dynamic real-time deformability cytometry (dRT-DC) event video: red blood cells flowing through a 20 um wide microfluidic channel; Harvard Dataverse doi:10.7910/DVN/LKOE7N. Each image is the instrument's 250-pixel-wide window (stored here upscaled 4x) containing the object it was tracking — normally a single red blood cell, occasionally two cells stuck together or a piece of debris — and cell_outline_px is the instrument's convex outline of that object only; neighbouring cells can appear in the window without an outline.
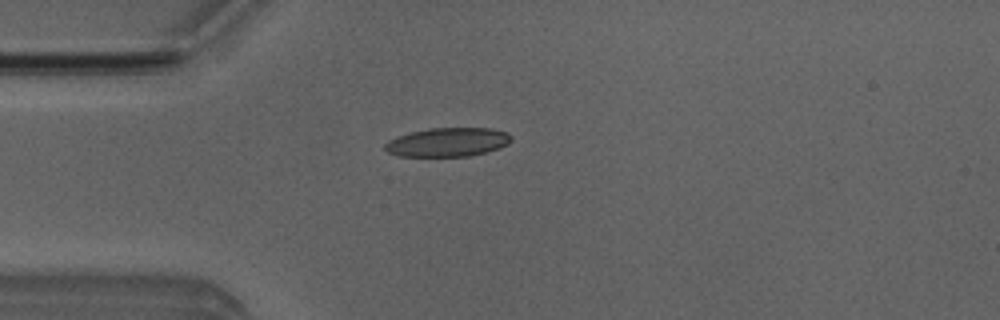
{"species": "Egyptian fruit bat (a non-hibernating species)", "species_latin": "Rousettus aegyptiacus", "temperature_condition": "room temperature", "stored_images_in_passage": 4, "camera_frame_rate_fps": 3000, "um_per_image_px": 0.085, "animal": {"sex": "male"}, "frame": {"image": 1, "passage_image": 3, "time_ms": 3.333, "image_size_px": [1000, 320], "cell_outline_px": [[512, 140], [508, 144], [484, 152], [468, 156], [396, 156], [388, 152], [384, 148], [384, 144], [388, 140], [396, 136], [412, 132], [432, 128], [492, 128], [508, 132], [512, 136]], "centroid_in_image_um": [38.04, 12.08], "position_along_channel_um": 47.0, "area_um2": 21.21}}